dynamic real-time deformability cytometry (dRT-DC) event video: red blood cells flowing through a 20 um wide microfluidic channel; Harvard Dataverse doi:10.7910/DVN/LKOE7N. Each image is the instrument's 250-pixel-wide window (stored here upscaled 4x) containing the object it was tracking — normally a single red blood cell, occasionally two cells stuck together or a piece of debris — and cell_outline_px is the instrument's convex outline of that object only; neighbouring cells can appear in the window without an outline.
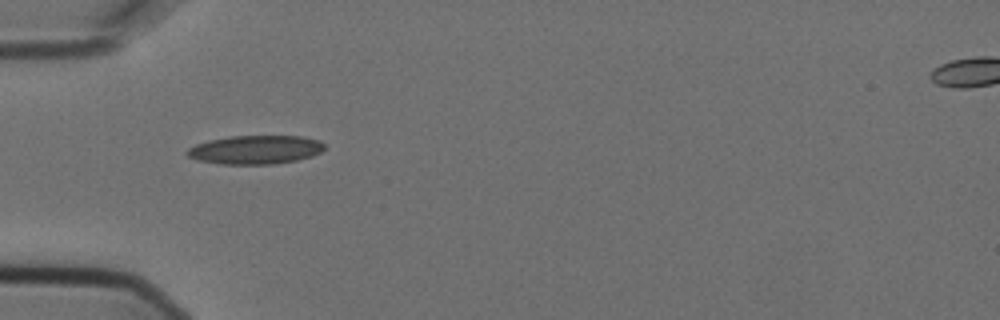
{"species": "Egyptian fruit bat (a non-hibernating species)", "species_latin": "Rousettus aegyptiacus", "temperature_condition": "cold", "stored_images_in_passage": 6, "camera_frame_rate_fps": 3000, "um_per_image_px": 0.085, "animal": {"sex": "female"}, "frame": {"image": 1, "passage_image": 1, "time_ms": 0.0, "image_size_px": [1000, 320], "cell_outline_px": [[324, 148], [320, 152], [312, 156], [296, 160], [272, 164], [220, 164], [196, 160], [188, 156], [184, 152], [188, 148], [196, 144], [208, 140], [232, 136], [300, 136], [320, 140], [324, 144]], "centroid_in_image_um": [21.68, 12.72], "position_along_channel_um": 63.3, "area_um2": 23.0}}
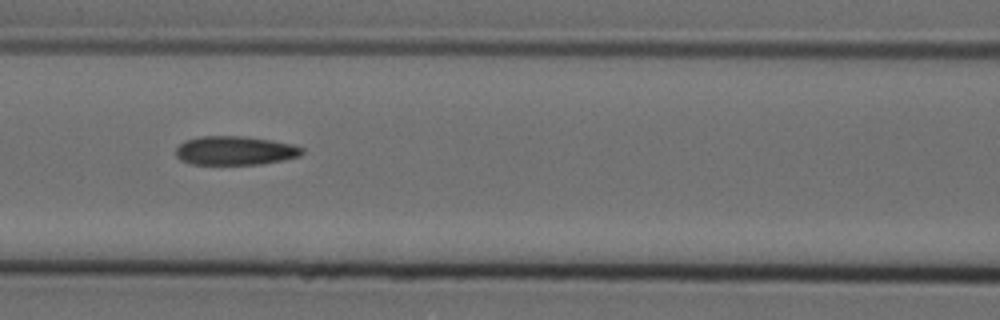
{"frame": {"image": 2, "passage_image": 3, "time_ms": 0.667, "image_size_px": [1000, 320], "cell_outline_px": [[304, 152], [300, 156], [284, 160], [260, 164], [192, 164], [180, 160], [176, 156], [176, 148], [180, 144], [188, 140], [200, 136], [244, 136], [272, 140], [292, 144], [304, 148]], "centroid_in_image_um": [20.01, 12.8], "position_along_channel_um": 146.6, "area_um2": 21.27}}
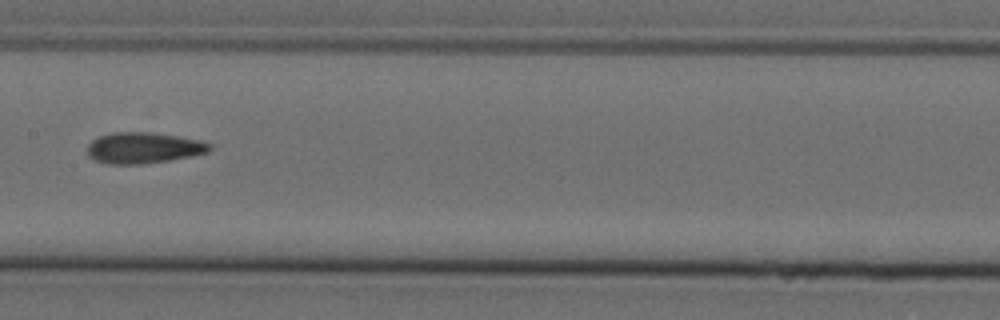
{"frame": {"image": 3, "passage_image": 4, "time_ms": 1.0, "image_size_px": [1000, 320], "cell_outline_px": [[212, 148], [208, 152], [192, 156], [168, 160], [140, 164], [108, 164], [96, 160], [88, 156], [88, 144], [92, 140], [100, 136], [112, 132], [152, 132], [200, 140], [212, 144]], "centroid_in_image_um": [12.2, 12.56], "position_along_channel_um": 195.2, "area_um2": 22.08}}